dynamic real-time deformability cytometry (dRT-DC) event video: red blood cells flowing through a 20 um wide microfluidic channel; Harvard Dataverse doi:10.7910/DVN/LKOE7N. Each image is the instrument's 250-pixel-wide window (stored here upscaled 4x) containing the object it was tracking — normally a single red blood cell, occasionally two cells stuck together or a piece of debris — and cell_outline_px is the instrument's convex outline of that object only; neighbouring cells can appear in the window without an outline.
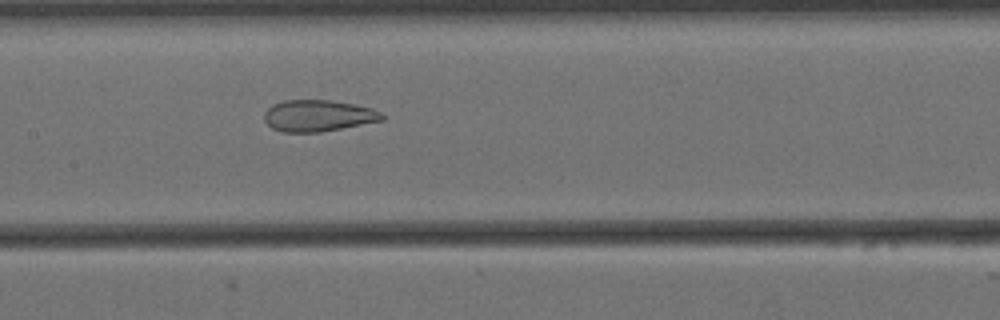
{"species": "Egyptian fruit bat (a non-hibernating species)", "species_latin": "Rousettus aegyptiacus", "temperature_condition": "cold", "stored_images_in_passage": 40, "camera_frame_rate_fps": 3000, "um_per_image_px": 0.085, "animal": {"sex": "female"}, "frame": {"image": 1, "passage_image": 19, "time_ms": 6.0, "image_size_px": [1000, 320], "cell_outline_px": [[384, 120], [320, 132], [280, 132], [272, 128], [264, 120], [264, 112], [272, 104], [284, 100], [332, 100], [372, 108], [384, 112]], "centroid_in_image_um": [27.04, 9.83], "position_along_channel_um": 180.4, "area_um2": 21.73}}
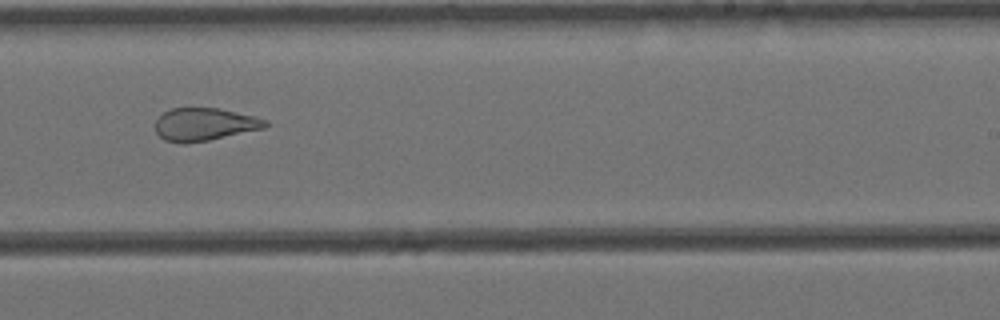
{"frame": {"image": 2, "passage_image": 27, "time_ms": 8.667, "image_size_px": [1000, 320], "cell_outline_px": [[268, 124], [264, 128], [208, 140], [184, 144], [164, 140], [156, 132], [156, 120], [164, 112], [172, 108], [220, 108], [256, 116], [268, 120]], "centroid_in_image_um": [17.39, 10.56], "position_along_channel_um": 271.6, "area_um2": 20.98}}
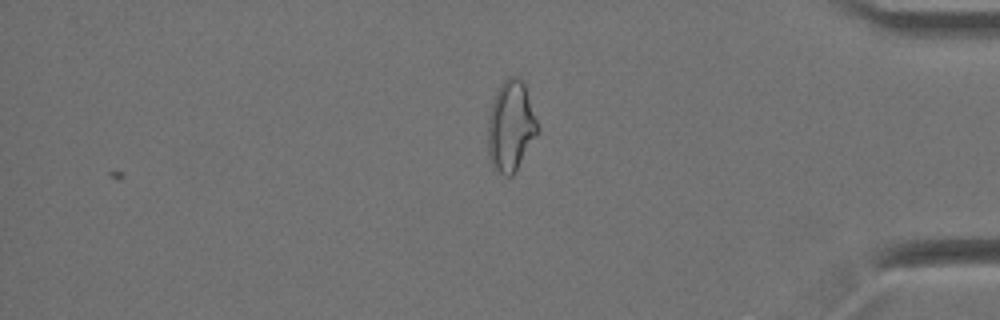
{"frame": {"image": 3, "passage_image": 40, "time_ms": 13.0, "image_size_px": [1000, 320], "cell_outline_px": [[540, 128], [512, 176], [504, 176], [492, 168], [488, 156], [488, 116], [492, 100], [500, 84], [508, 76], [516, 76], [524, 84]], "centroid_in_image_um": [43.39, 10.72], "position_along_channel_um": 391.8, "area_um2": 26.18}, "authors_computed_cell_mechanics": {"area_um2": 21.9062, "velocity_mm_per_s": 3.4559, "shape_relaxation_time_tau1_ms": null, "shape_relaxation_time_tau2_ms": 1.8699, "deformation_change_tau1": null, "deformation_change_tau2": 0.1013}}